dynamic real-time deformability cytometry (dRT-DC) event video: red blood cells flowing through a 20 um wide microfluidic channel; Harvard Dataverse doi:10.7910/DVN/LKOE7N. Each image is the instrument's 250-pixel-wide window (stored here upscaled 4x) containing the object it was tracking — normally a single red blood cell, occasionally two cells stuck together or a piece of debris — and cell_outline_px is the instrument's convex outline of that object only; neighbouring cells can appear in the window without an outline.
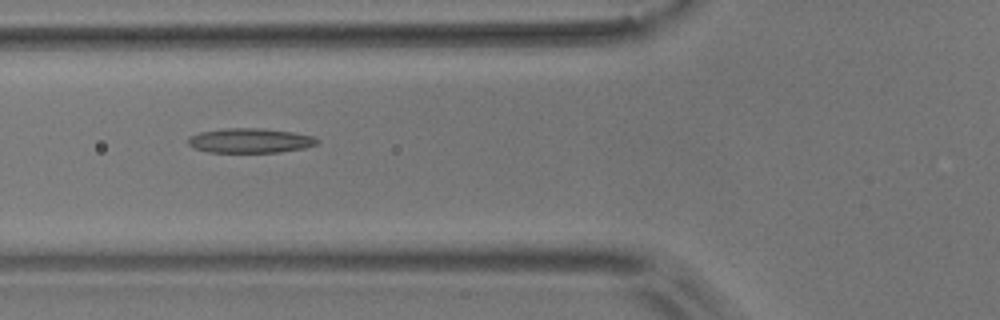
{"species": "common noctule bat (a hibernating species)", "species_latin": "Nyctalus noctula", "temperature_condition": "room temperature", "stored_images_in_passage": 8, "camera_frame_rate_fps": 3000, "um_per_image_px": 0.085, "animal": {"sex": "male", "body_mass_g": 17.9}, "frame": {"image": 1, "passage_image": 5, "time_ms": 5.667, "image_size_px": [1000, 320], "cell_outline_px": [[320, 140], [316, 144], [304, 148], [280, 152], [208, 152], [196, 148], [188, 144], [188, 136], [200, 132], [228, 128], [264, 128], [292, 132], [312, 136]], "centroid_in_image_um": [21.26, 11.94], "position_along_channel_um": 104.5, "area_um2": 18.44}}
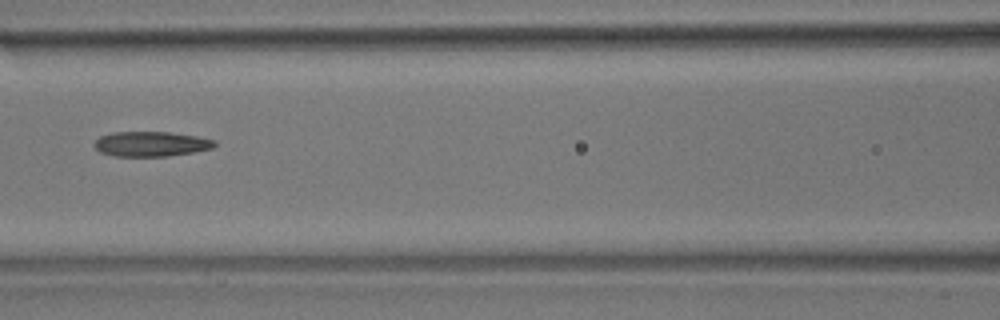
{"frame": {"image": 2, "passage_image": 6, "time_ms": 7.0, "image_size_px": [1000, 320], "cell_outline_px": [[216, 144], [212, 148], [192, 152], [168, 156], [112, 156], [100, 152], [92, 144], [100, 136], [112, 132], [168, 132], [196, 136], [216, 140]], "centroid_in_image_um": [12.81, 12.23], "position_along_channel_um": 153.8, "area_um2": 17.46}}